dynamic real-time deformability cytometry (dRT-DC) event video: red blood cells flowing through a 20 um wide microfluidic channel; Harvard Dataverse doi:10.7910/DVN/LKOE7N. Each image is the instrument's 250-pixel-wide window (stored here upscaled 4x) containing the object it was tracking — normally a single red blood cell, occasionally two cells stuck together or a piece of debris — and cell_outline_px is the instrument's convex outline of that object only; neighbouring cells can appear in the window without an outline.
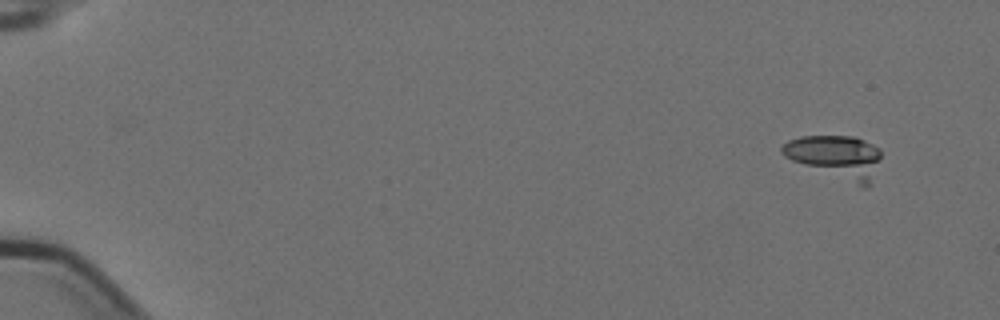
{"species": "Egyptian fruit bat (a non-hibernating species)", "species_latin": "Rousettus aegyptiacus", "temperature_condition": "cold", "stored_images_in_passage": 6, "camera_frame_rate_fps": 3000, "um_per_image_px": 0.085, "animal": {"sex": "female"}, "frame": {"image": 1, "passage_image": 1, "time_ms": 0.0, "image_size_px": [1000, 320], "cell_outline_px": [[880, 156], [872, 184], [868, 188], [860, 188], [792, 160], [784, 156], [780, 152], [780, 148], [788, 140], [800, 136], [852, 136], [864, 140], [880, 148]], "centroid_in_image_um": [71.08, 13.36], "position_along_channel_um": 13.9, "area_um2": 25.14}}
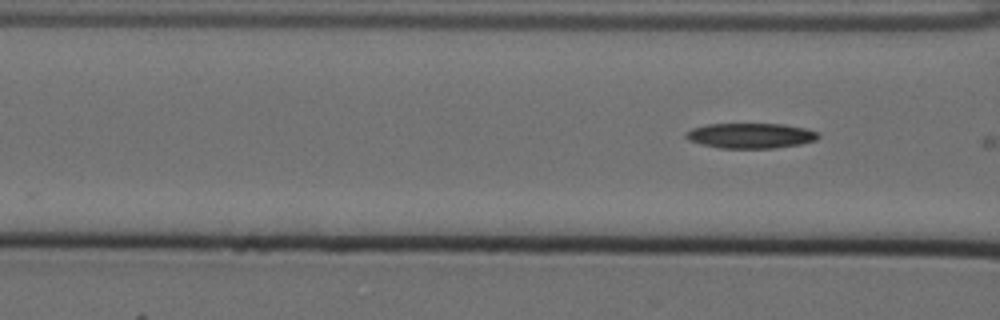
{"frame": {"image": 2, "passage_image": 6, "time_ms": 1.667, "image_size_px": [1000, 320], "cell_outline_px": [[820, 136], [816, 140], [800, 144], [772, 148], [720, 148], [700, 144], [688, 140], [684, 136], [684, 132], [692, 128], [708, 124], [784, 124], [804, 128], [820, 132]], "centroid_in_image_um": [63.78, 11.53], "position_along_channel_um": 102.8, "area_um2": 19.54}}